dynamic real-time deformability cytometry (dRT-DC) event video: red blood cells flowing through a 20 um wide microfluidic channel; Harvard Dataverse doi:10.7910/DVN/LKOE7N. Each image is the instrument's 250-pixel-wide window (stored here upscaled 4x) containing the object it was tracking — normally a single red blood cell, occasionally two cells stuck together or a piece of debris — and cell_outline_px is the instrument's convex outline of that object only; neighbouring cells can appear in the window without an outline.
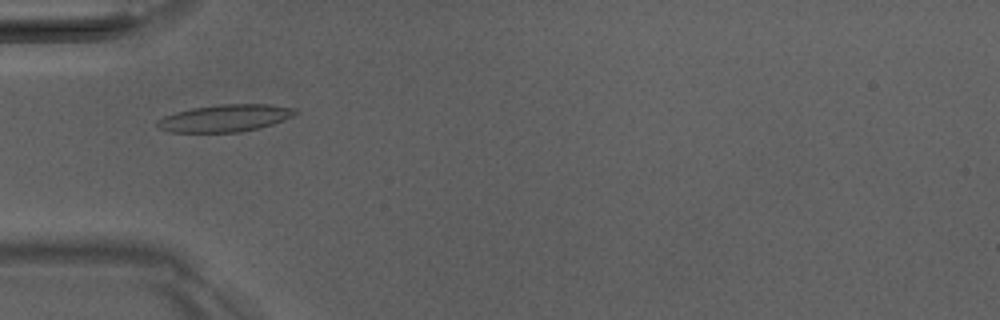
{"species": "Egyptian fruit bat (a non-hibernating species)", "species_latin": "Rousettus aegyptiacus", "temperature_condition": "room temperature", "stored_images_in_passage": 42, "camera_frame_rate_fps": 3000, "um_per_image_px": 0.085, "animal": {"sex": "male"}, "frame": {"image": 1, "passage_image": 8, "time_ms": 2.333, "image_size_px": [1000, 320], "cell_outline_px": [[300, 112], [284, 120], [260, 128], [240, 132], [168, 132], [160, 128], [156, 124], [156, 120], [164, 116], [176, 112], [192, 108], [220, 104], [268, 104], [296, 108]], "centroid_in_image_um": [19.15, 10.04], "position_along_channel_um": 65.8, "area_um2": 21.96}}
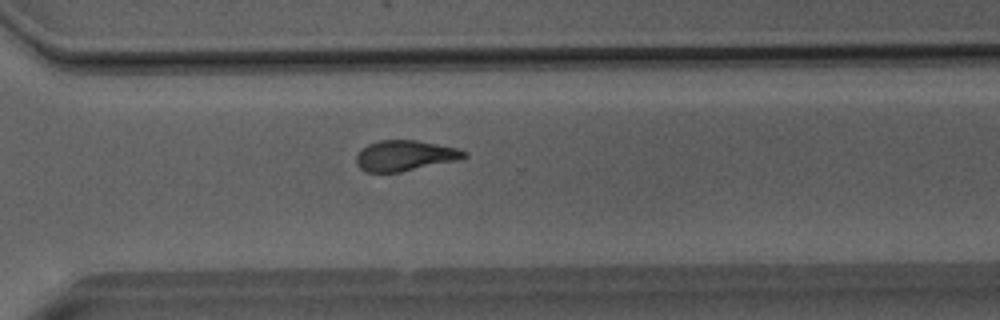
{"frame": {"image": 2, "passage_image": 28, "time_ms": 9.0, "image_size_px": [1000, 320], "cell_outline_px": [[468, 156], [456, 160], [400, 172], [368, 172], [360, 168], [356, 164], [356, 156], [368, 144], [380, 140], [416, 140], [456, 148], [468, 152]], "centroid_in_image_um": [34.41, 13.23], "position_along_channel_um": 336.2, "area_um2": 18.9}}
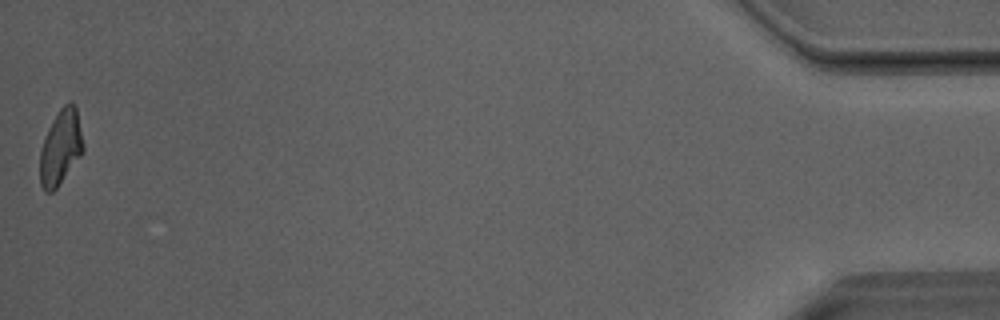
{"frame": {"image": 3, "passage_image": 42, "time_ms": 13.667, "image_size_px": [1000, 320], "cell_outline_px": [[84, 148], [80, 156], [56, 188], [52, 192], [44, 192], [40, 184], [40, 152], [48, 128], [52, 120], [60, 108], [68, 100], [76, 104], [84, 144]], "centroid_in_image_um": [5.16, 12.49], "position_along_channel_um": 430.0, "area_um2": 18.9}, "authors_computed_cell_mechanics": {"area_um2": 19.5942, "velocity_mm_per_s": 4.0723, "shape_relaxation_time_tau1_ms": 7.5999, "shape_relaxation_time_tau2_ms": 2.1703, "deformation_change_tau1": 0.2221, "deformation_change_tau2": 0.1114}}